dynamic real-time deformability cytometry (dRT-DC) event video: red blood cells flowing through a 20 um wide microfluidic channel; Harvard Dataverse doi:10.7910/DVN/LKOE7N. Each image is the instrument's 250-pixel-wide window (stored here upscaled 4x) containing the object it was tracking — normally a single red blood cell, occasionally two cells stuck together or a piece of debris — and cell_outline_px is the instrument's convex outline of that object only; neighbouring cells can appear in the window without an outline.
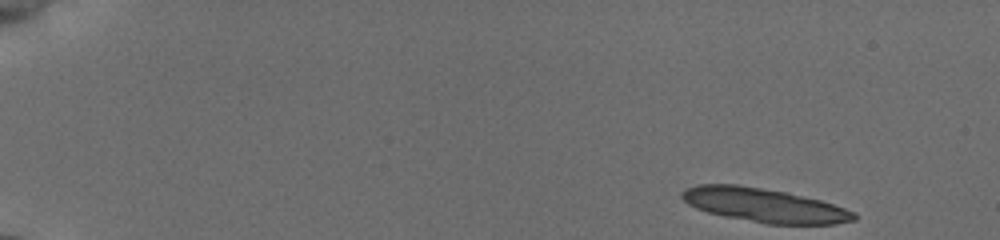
{"species": "common noctule bat (a hibernating species)", "species_latin": "Nyctalus noctula", "temperature_condition": "cold", "stored_images_in_passage": 14, "camera_frame_rate_fps": 3000, "um_per_image_px": 0.085, "animal": {"sex": "female", "body_mass_g": 19.5, "forearm_length_mm": 54.1}, "frame": {"image": 1, "passage_image": 1, "time_ms": 0.0, "image_size_px": [1000, 240], "cell_outline_px": [[856, 220], [836, 224], [768, 224], [724, 216], [708, 212], [696, 208], [688, 204], [680, 196], [680, 192], [684, 188], [696, 184], [736, 184], [788, 192], [820, 200], [856, 212]], "centroid_in_image_um": [64.93, 17.43], "position_along_channel_um": 20.1, "area_um2": 34.16}}